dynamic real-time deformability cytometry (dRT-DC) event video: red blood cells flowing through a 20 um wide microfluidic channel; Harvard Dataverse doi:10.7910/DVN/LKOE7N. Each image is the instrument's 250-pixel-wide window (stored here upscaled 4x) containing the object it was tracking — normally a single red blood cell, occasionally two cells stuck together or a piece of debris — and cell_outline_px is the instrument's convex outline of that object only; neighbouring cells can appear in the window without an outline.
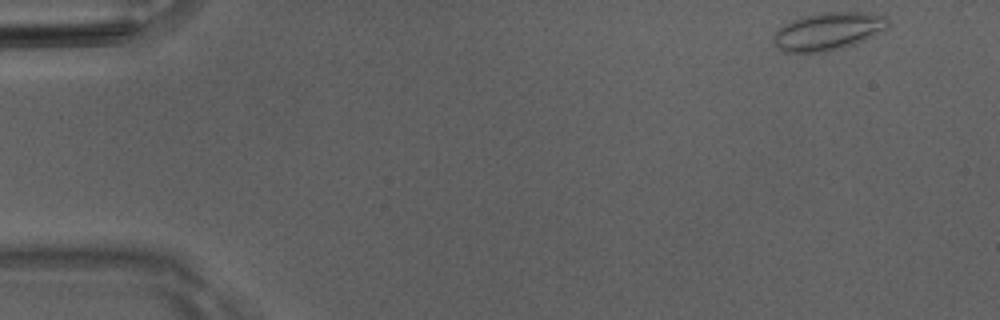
{"species": "Egyptian fruit bat (a non-hibernating species)", "species_latin": "Rousettus aegyptiacus", "temperature_condition": "room temperature", "stored_images_in_passage": 48, "camera_frame_rate_fps": 3000, "um_per_image_px": 0.085, "animal": {"sex": "male"}, "frame": {"image": 1, "passage_image": 1, "time_ms": 0.0, "image_size_px": [1000, 320], "cell_outline_px": [[888, 28], [856, 44], [844, 48], [824, 52], [784, 52], [772, 40], [772, 36], [784, 24], [792, 20], [824, 12], [872, 12], [888, 16]], "centroid_in_image_um": [70.45, 2.66], "position_along_channel_um": 14.6, "area_um2": 25.2}}
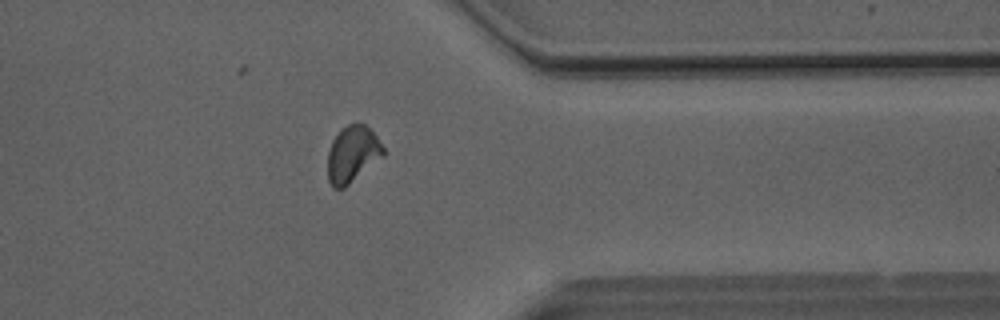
{"frame": {"image": 2, "passage_image": 38, "time_ms": 12.333, "image_size_px": [1000, 320], "cell_outline_px": [[384, 156], [344, 188], [332, 188], [328, 180], [328, 148], [332, 140], [340, 128], [348, 124], [364, 124], [376, 136], [384, 148]], "centroid_in_image_um": [29.94, 13.11], "position_along_channel_um": 381.5, "area_um2": 18.32}}
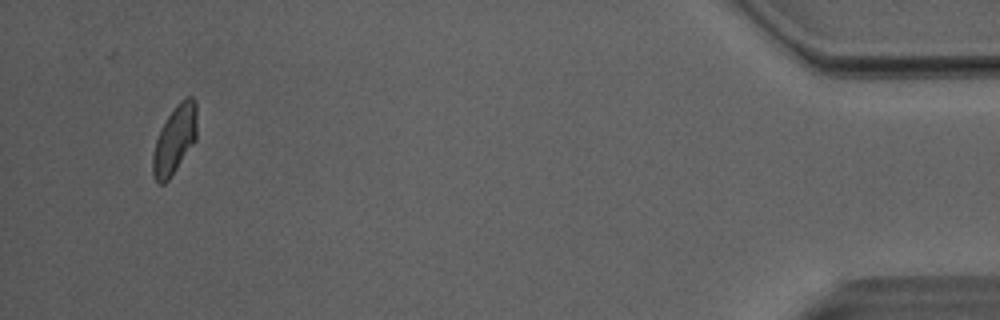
{"frame": {"image": 3, "passage_image": 46, "time_ms": 15.0, "image_size_px": [1000, 320], "cell_outline_px": [[196, 140], [168, 180], [164, 184], [160, 184], [152, 176], [152, 156], [156, 140], [168, 116], [176, 104], [184, 96], [192, 96], [196, 100]], "centroid_in_image_um": [14.85, 11.85], "position_along_channel_um": 420.3, "area_um2": 17.46}, "authors_computed_cell_mechanics": {"area_um2": 18.2937, "velocity_mm_per_s": 4.0322, "shape_relaxation_time_tau1_ms": 6.3442, "shape_relaxation_time_tau2_ms": 1.0146, "deformation_change_tau1": 0.1123, "deformation_change_tau2": 0.0561}}